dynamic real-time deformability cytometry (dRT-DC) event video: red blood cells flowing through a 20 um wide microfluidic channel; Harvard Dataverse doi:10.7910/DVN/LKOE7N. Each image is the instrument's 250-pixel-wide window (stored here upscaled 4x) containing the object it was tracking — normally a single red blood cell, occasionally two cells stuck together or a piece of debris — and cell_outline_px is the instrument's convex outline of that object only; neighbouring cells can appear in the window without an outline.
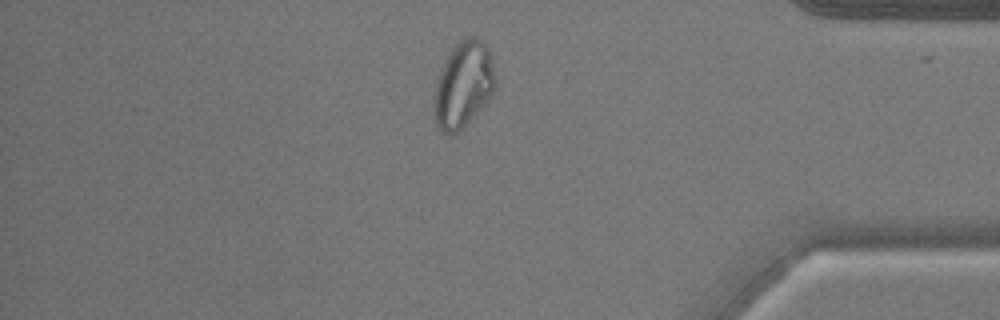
{"species": "common noctule bat (a hibernating species)", "species_latin": "Nyctalus noctula", "temperature_condition": "warm", "stored_images_in_passage": 30, "camera_frame_rate_fps": 3000, "um_per_image_px": 0.085, "animal": {"sex": "male", "body_mass_g": 17.9}, "frame": {"image": 1, "passage_image": 29, "time_ms": 9.333, "image_size_px": [1000, 320], "cell_outline_px": [[496, 88], [468, 120], [452, 136], [444, 132], [436, 124], [432, 112], [432, 96], [440, 72], [452, 48], [464, 36], [472, 36], [484, 40], [488, 48], [496, 80]], "centroid_in_image_um": [39.35, 7.16], "position_along_channel_um": 395.9, "area_um2": 30.35}}